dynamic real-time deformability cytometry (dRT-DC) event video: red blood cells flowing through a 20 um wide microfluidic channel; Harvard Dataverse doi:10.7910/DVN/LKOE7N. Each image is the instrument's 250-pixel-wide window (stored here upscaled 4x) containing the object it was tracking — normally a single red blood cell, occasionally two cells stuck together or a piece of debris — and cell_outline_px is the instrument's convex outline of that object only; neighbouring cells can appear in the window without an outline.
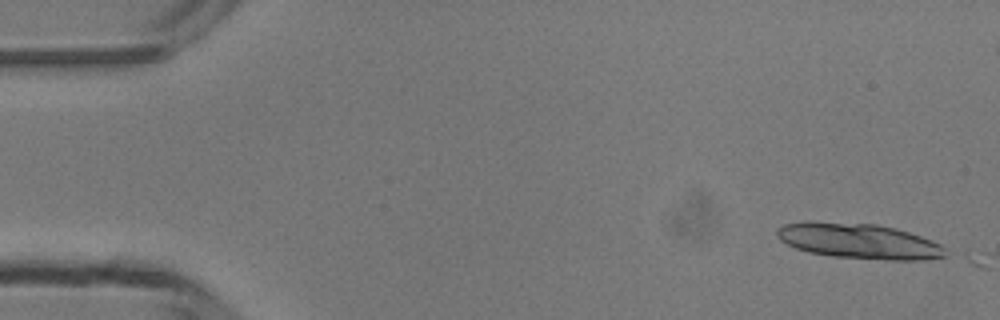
{"species": "common noctule bat (a hibernating species)", "species_latin": "Nyctalus noctula", "temperature_condition": "room temperature", "stored_images_in_passage": 2, "camera_frame_rate_fps": 3000, "um_per_image_px": 0.085, "animal": {"sex": "male", "body_mass_g": 13.3}, "frame": {"image": 1, "passage_image": 1, "time_ms": 0.0, "image_size_px": [1000, 320], "cell_outline_px": [[944, 256], [924, 260], [888, 260], [832, 256], [808, 252], [796, 248], [780, 240], [776, 232], [784, 224], [808, 220], [876, 224], [896, 228], [932, 240], [940, 244], [944, 248]], "centroid_in_image_um": [72.98, 20.48], "position_along_channel_um": 12.0, "area_um2": 34.68}}